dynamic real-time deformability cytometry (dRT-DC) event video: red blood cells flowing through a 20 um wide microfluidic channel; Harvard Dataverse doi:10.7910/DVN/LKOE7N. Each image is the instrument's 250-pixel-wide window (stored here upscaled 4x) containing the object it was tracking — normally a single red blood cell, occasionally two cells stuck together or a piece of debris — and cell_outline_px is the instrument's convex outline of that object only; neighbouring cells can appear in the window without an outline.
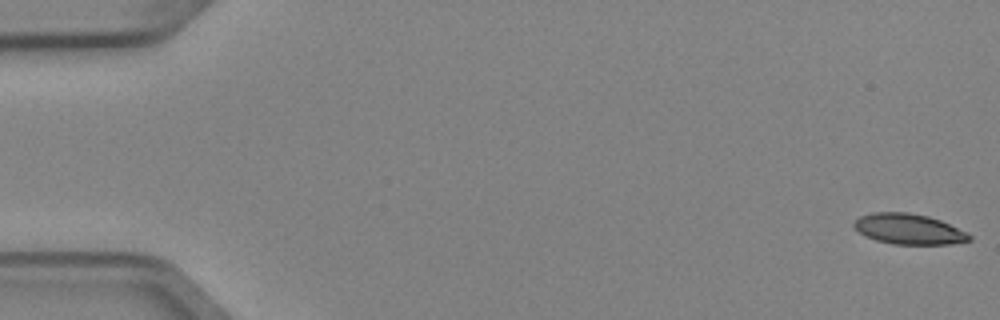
{"species": "Egyptian fruit bat (a non-hibernating species)", "species_latin": "Rousettus aegyptiacus", "temperature_condition": "cold", "stored_images_in_passage": 4, "camera_frame_rate_fps": 3000, "um_per_image_px": 0.085, "animal": {"sex": "female"}, "frame": {"image": 1, "passage_image": 1, "time_ms": 0.0, "image_size_px": [1000, 320], "cell_outline_px": [[972, 240], [952, 244], [892, 244], [876, 240], [864, 236], [852, 224], [860, 216], [872, 212], [908, 212], [928, 216], [940, 220], [968, 232], [972, 236]], "centroid_in_image_um": [77.27, 19.47], "position_along_channel_um": 7.7, "area_um2": 20.58}}